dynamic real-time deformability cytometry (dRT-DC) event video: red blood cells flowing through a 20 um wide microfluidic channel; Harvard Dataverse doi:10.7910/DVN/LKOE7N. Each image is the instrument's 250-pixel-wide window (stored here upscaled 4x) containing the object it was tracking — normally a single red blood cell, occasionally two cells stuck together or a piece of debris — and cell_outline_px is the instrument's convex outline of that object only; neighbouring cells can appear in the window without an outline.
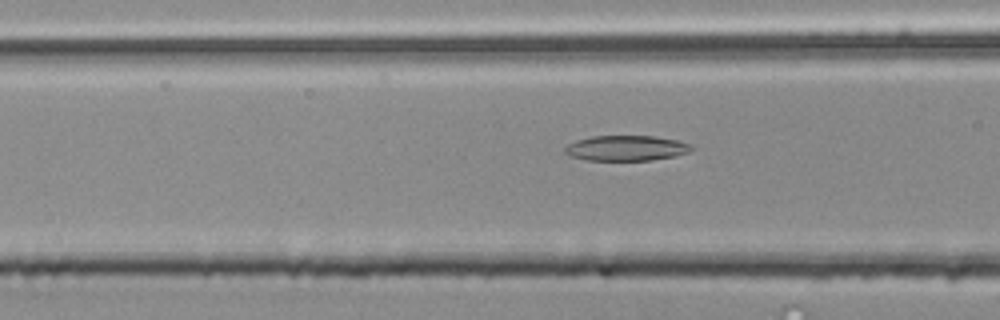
{"species": "common noctule bat (a hibernating species)", "species_latin": "Nyctalus noctula", "temperature_condition": "room temperature", "stored_images_in_passage": 19, "camera_frame_rate_fps": 3000, "um_per_image_px": 0.085, "animal": {"sex": "male", "body_mass_g": 20.4}, "frame": {"image": 1, "passage_image": 16, "time_ms": 5.0, "image_size_px": [1000, 320], "cell_outline_px": [[692, 148], [688, 152], [676, 156], [652, 160], [584, 160], [568, 156], [564, 152], [564, 148], [568, 144], [576, 140], [592, 136], [652, 136], [676, 140], [692, 144]], "centroid_in_image_um": [53.19, 12.59], "position_along_channel_um": 113.4, "area_um2": 18.73}}